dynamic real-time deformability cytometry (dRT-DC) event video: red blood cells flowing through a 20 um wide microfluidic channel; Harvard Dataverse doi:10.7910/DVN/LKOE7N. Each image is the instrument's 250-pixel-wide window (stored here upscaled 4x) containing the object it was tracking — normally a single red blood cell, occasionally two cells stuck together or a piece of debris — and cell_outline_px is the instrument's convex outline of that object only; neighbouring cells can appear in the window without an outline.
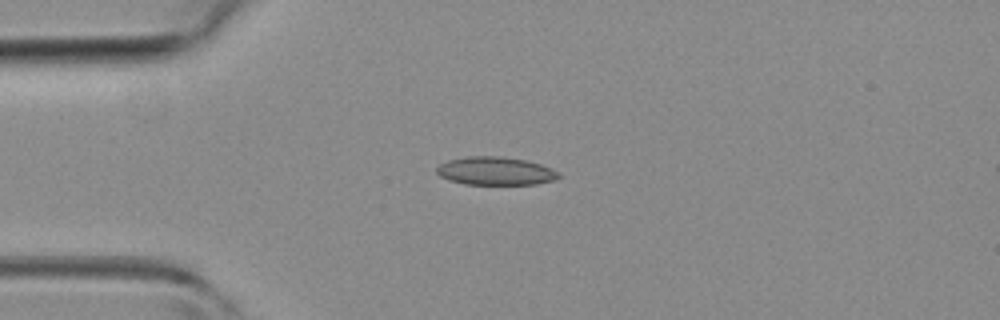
{"species": "common noctule bat (a hibernating species)", "species_latin": "Nyctalus noctula", "temperature_condition": "room temperature", "stored_images_in_passage": 11, "camera_frame_rate_fps": 3000, "um_per_image_px": 0.085, "animal": {"sex": "female", "body_mass_g": 19.3, "forearm_length_mm": 54.1}, "frame": {"image": 1, "passage_image": 10, "time_ms": 3.0, "image_size_px": [1000, 320], "cell_outline_px": [[560, 176], [552, 180], [536, 184], [464, 184], [448, 180], [440, 176], [436, 172], [436, 168], [440, 164], [448, 160], [468, 156], [500, 156], [528, 160], [540, 164], [560, 172]], "centroid_in_image_um": [42.09, 14.53], "position_along_channel_um": 42.9, "area_um2": 20.06}}